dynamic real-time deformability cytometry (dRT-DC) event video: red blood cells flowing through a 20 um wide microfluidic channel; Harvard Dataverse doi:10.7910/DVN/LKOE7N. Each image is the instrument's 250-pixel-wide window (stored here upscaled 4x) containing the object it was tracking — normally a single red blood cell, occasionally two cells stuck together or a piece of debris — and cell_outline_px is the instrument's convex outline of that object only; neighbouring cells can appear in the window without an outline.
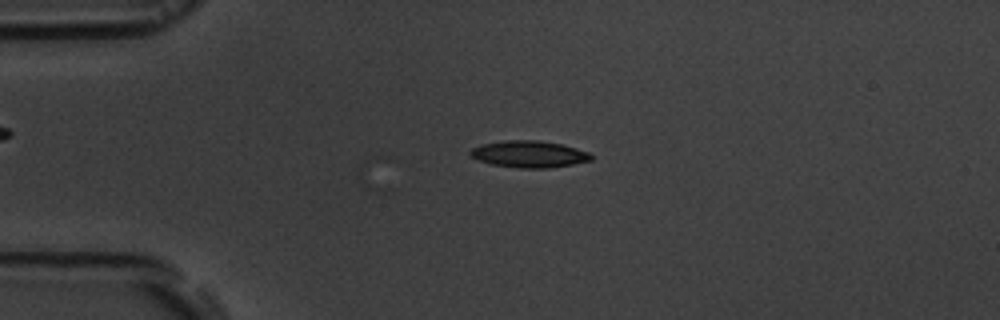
{"species": "common noctule bat (a hibernating species)", "species_latin": "Nyctalus noctula", "temperature_condition": "room temperature", "stored_images_in_passage": 5, "camera_frame_rate_fps": 3000, "um_per_image_px": 0.085, "animal": {"sex": "male", "body_mass_g": 19.5, "forearm_length_mm": 54.6}, "frame": {"image": 1, "passage_image": 3, "time_ms": 2.333, "image_size_px": [1000, 320], "cell_outline_px": [[592, 160], [572, 164], [548, 168], [520, 168], [492, 164], [476, 160], [468, 152], [472, 148], [480, 144], [504, 140], [540, 140], [560, 144], [576, 148], [588, 152], [592, 156]], "centroid_in_image_um": [44.93, 13.09], "position_along_channel_um": 40.1, "area_um2": 18.84}}
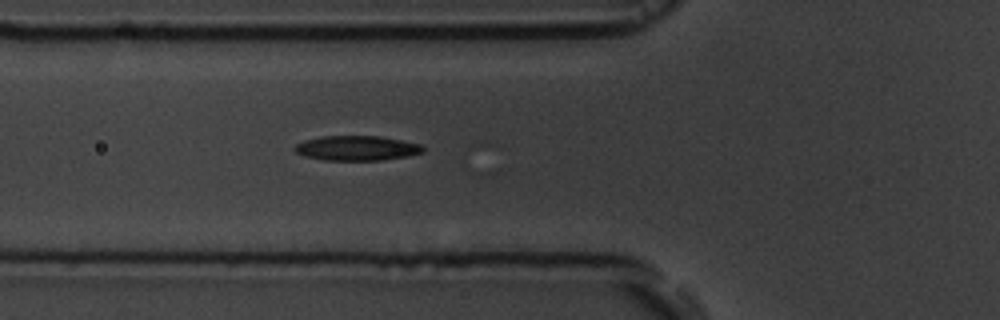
{"frame": {"image": 2, "passage_image": 5, "time_ms": 4.667, "image_size_px": [1000, 320], "cell_outline_px": [[424, 152], [408, 156], [380, 160], [324, 160], [304, 156], [296, 152], [292, 148], [296, 144], [304, 140], [320, 136], [380, 136], [420, 144], [424, 148]], "centroid_in_image_um": [30.29, 12.59], "position_along_channel_um": 95.5, "area_um2": 18.55}}